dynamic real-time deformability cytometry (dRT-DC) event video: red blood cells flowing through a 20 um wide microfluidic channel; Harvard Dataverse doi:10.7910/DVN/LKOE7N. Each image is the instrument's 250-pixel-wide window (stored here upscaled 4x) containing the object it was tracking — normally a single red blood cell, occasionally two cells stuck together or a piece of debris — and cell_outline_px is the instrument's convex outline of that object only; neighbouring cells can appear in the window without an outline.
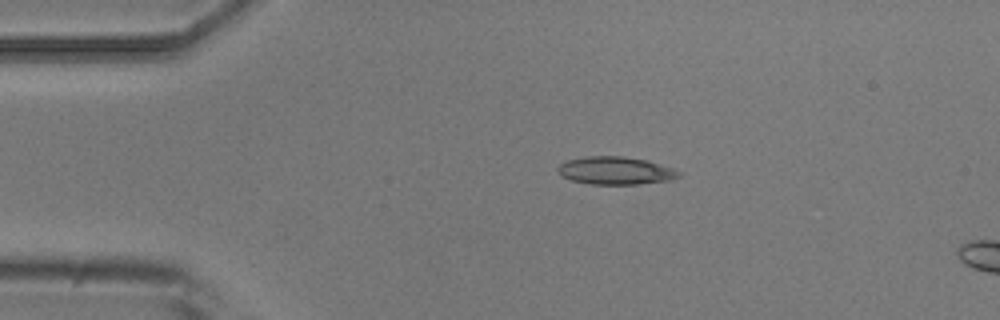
{"species": "common noctule bat (a hibernating species)", "species_latin": "Nyctalus noctula", "temperature_condition": "room temperature", "stored_images_in_passage": 3, "camera_frame_rate_fps": 3000, "um_per_image_px": 0.085, "animal": {"sex": "male", "body_mass_g": 20.5, "forearm_length_mm": 52.5}, "frame": {"image": 1, "passage_image": 2, "time_ms": 1.333, "image_size_px": [1000, 320], "cell_outline_px": [[684, 176], [672, 180], [640, 184], [588, 184], [572, 180], [560, 176], [556, 172], [556, 168], [560, 164], [568, 160], [588, 156], [624, 156], [644, 160], [672, 168], [684, 172]], "centroid_in_image_um": [52.34, 14.51], "position_along_channel_um": 32.7, "area_um2": 19.83}}